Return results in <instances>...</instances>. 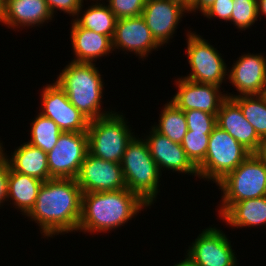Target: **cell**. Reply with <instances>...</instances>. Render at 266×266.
<instances>
[{
  "label": "cell",
  "instance_id": "4316f807",
  "mask_svg": "<svg viewBox=\"0 0 266 266\" xmlns=\"http://www.w3.org/2000/svg\"><path fill=\"white\" fill-rule=\"evenodd\" d=\"M31 125V145L40 148L45 153L50 152L56 145L62 131L58 125L40 113L36 116Z\"/></svg>",
  "mask_w": 266,
  "mask_h": 266
},
{
  "label": "cell",
  "instance_id": "4fadbf2b",
  "mask_svg": "<svg viewBox=\"0 0 266 266\" xmlns=\"http://www.w3.org/2000/svg\"><path fill=\"white\" fill-rule=\"evenodd\" d=\"M185 12L188 13L187 7L178 0H146L141 16L155 40L163 46L173 37Z\"/></svg>",
  "mask_w": 266,
  "mask_h": 266
},
{
  "label": "cell",
  "instance_id": "52a82bcc",
  "mask_svg": "<svg viewBox=\"0 0 266 266\" xmlns=\"http://www.w3.org/2000/svg\"><path fill=\"white\" fill-rule=\"evenodd\" d=\"M251 154L229 133L216 126L209 137L204 161L197 167L198 177L216 184Z\"/></svg>",
  "mask_w": 266,
  "mask_h": 266
},
{
  "label": "cell",
  "instance_id": "484cf974",
  "mask_svg": "<svg viewBox=\"0 0 266 266\" xmlns=\"http://www.w3.org/2000/svg\"><path fill=\"white\" fill-rule=\"evenodd\" d=\"M241 108L244 117L254 127L257 135L266 139V93L231 97Z\"/></svg>",
  "mask_w": 266,
  "mask_h": 266
},
{
  "label": "cell",
  "instance_id": "d6986e66",
  "mask_svg": "<svg viewBox=\"0 0 266 266\" xmlns=\"http://www.w3.org/2000/svg\"><path fill=\"white\" fill-rule=\"evenodd\" d=\"M45 0H5L1 23L8 28L33 27L52 20Z\"/></svg>",
  "mask_w": 266,
  "mask_h": 266
},
{
  "label": "cell",
  "instance_id": "e0dca14e",
  "mask_svg": "<svg viewBox=\"0 0 266 266\" xmlns=\"http://www.w3.org/2000/svg\"><path fill=\"white\" fill-rule=\"evenodd\" d=\"M217 126L229 133L250 153H259L263 140L232 98H226L222 102L217 114Z\"/></svg>",
  "mask_w": 266,
  "mask_h": 266
},
{
  "label": "cell",
  "instance_id": "ac0fdd59",
  "mask_svg": "<svg viewBox=\"0 0 266 266\" xmlns=\"http://www.w3.org/2000/svg\"><path fill=\"white\" fill-rule=\"evenodd\" d=\"M150 131L144 140L160 173L163 167V169L198 176L197 168L188 159L180 143L173 142L167 136L160 134L153 126Z\"/></svg>",
  "mask_w": 266,
  "mask_h": 266
},
{
  "label": "cell",
  "instance_id": "9a60e30c",
  "mask_svg": "<svg viewBox=\"0 0 266 266\" xmlns=\"http://www.w3.org/2000/svg\"><path fill=\"white\" fill-rule=\"evenodd\" d=\"M233 64L226 79H229L240 94L229 93L226 94L227 98L266 93V57L248 53L241 55Z\"/></svg>",
  "mask_w": 266,
  "mask_h": 266
},
{
  "label": "cell",
  "instance_id": "44dd1931",
  "mask_svg": "<svg viewBox=\"0 0 266 266\" xmlns=\"http://www.w3.org/2000/svg\"><path fill=\"white\" fill-rule=\"evenodd\" d=\"M3 156L15 172L37 178L43 182L52 178L49 174L47 153L28 142L17 147L10 159L3 149Z\"/></svg>",
  "mask_w": 266,
  "mask_h": 266
},
{
  "label": "cell",
  "instance_id": "f1b7e54d",
  "mask_svg": "<svg viewBox=\"0 0 266 266\" xmlns=\"http://www.w3.org/2000/svg\"><path fill=\"white\" fill-rule=\"evenodd\" d=\"M257 2L253 0H233L231 23L240 30L252 26L258 18Z\"/></svg>",
  "mask_w": 266,
  "mask_h": 266
},
{
  "label": "cell",
  "instance_id": "6da1fadb",
  "mask_svg": "<svg viewBox=\"0 0 266 266\" xmlns=\"http://www.w3.org/2000/svg\"><path fill=\"white\" fill-rule=\"evenodd\" d=\"M82 194L76 179L51 178L41 185L27 217L40 226L44 237L78 231Z\"/></svg>",
  "mask_w": 266,
  "mask_h": 266
},
{
  "label": "cell",
  "instance_id": "3957f363",
  "mask_svg": "<svg viewBox=\"0 0 266 266\" xmlns=\"http://www.w3.org/2000/svg\"><path fill=\"white\" fill-rule=\"evenodd\" d=\"M67 97L90 121L112 114L114 111H101L103 81L95 63L71 61L55 81Z\"/></svg>",
  "mask_w": 266,
  "mask_h": 266
},
{
  "label": "cell",
  "instance_id": "8992f818",
  "mask_svg": "<svg viewBox=\"0 0 266 266\" xmlns=\"http://www.w3.org/2000/svg\"><path fill=\"white\" fill-rule=\"evenodd\" d=\"M127 124L118 112L90 121L87 129L89 153L121 164L126 146L135 136Z\"/></svg>",
  "mask_w": 266,
  "mask_h": 266
},
{
  "label": "cell",
  "instance_id": "2e32d148",
  "mask_svg": "<svg viewBox=\"0 0 266 266\" xmlns=\"http://www.w3.org/2000/svg\"><path fill=\"white\" fill-rule=\"evenodd\" d=\"M114 49H122L136 53L139 58H145L152 49H158L161 45L155 40L143 17L136 16L117 19L115 32L112 38Z\"/></svg>",
  "mask_w": 266,
  "mask_h": 266
},
{
  "label": "cell",
  "instance_id": "5bb4252c",
  "mask_svg": "<svg viewBox=\"0 0 266 266\" xmlns=\"http://www.w3.org/2000/svg\"><path fill=\"white\" fill-rule=\"evenodd\" d=\"M177 80L175 85L178 92L170 100L176 107L182 111L201 110L217 116L222 102L227 98L219 86L197 83L183 77Z\"/></svg>",
  "mask_w": 266,
  "mask_h": 266
},
{
  "label": "cell",
  "instance_id": "7a4b0ae2",
  "mask_svg": "<svg viewBox=\"0 0 266 266\" xmlns=\"http://www.w3.org/2000/svg\"><path fill=\"white\" fill-rule=\"evenodd\" d=\"M145 206L149 205L127 188L83 193L78 231L101 233L114 230L131 220Z\"/></svg>",
  "mask_w": 266,
  "mask_h": 266
},
{
  "label": "cell",
  "instance_id": "d6a6232c",
  "mask_svg": "<svg viewBox=\"0 0 266 266\" xmlns=\"http://www.w3.org/2000/svg\"><path fill=\"white\" fill-rule=\"evenodd\" d=\"M51 14L54 16V10L59 9L64 13L71 14L72 16H78L82 7L83 0H45Z\"/></svg>",
  "mask_w": 266,
  "mask_h": 266
},
{
  "label": "cell",
  "instance_id": "d4e9b609",
  "mask_svg": "<svg viewBox=\"0 0 266 266\" xmlns=\"http://www.w3.org/2000/svg\"><path fill=\"white\" fill-rule=\"evenodd\" d=\"M159 116H161L159 124L154 125L153 128L173 142L181 144L188 131L184 111L169 101L165 104Z\"/></svg>",
  "mask_w": 266,
  "mask_h": 266
},
{
  "label": "cell",
  "instance_id": "e575fe53",
  "mask_svg": "<svg viewBox=\"0 0 266 266\" xmlns=\"http://www.w3.org/2000/svg\"><path fill=\"white\" fill-rule=\"evenodd\" d=\"M215 2V0H195L187 9L188 12L200 11L202 14Z\"/></svg>",
  "mask_w": 266,
  "mask_h": 266
},
{
  "label": "cell",
  "instance_id": "7c38bea8",
  "mask_svg": "<svg viewBox=\"0 0 266 266\" xmlns=\"http://www.w3.org/2000/svg\"><path fill=\"white\" fill-rule=\"evenodd\" d=\"M186 252L198 266H237L231 242L215 227L203 229Z\"/></svg>",
  "mask_w": 266,
  "mask_h": 266
},
{
  "label": "cell",
  "instance_id": "cb8c5ba5",
  "mask_svg": "<svg viewBox=\"0 0 266 266\" xmlns=\"http://www.w3.org/2000/svg\"><path fill=\"white\" fill-rule=\"evenodd\" d=\"M95 2L96 3H93L86 12L84 11L82 17L77 16V18L73 20L80 27L94 31L95 33L104 34L112 39L117 18L108 5L100 4L97 1Z\"/></svg>",
  "mask_w": 266,
  "mask_h": 266
},
{
  "label": "cell",
  "instance_id": "ba28073f",
  "mask_svg": "<svg viewBox=\"0 0 266 266\" xmlns=\"http://www.w3.org/2000/svg\"><path fill=\"white\" fill-rule=\"evenodd\" d=\"M186 36L188 39L186 51L191 73L183 78L220 87L228 73L221 54L200 35L188 31Z\"/></svg>",
  "mask_w": 266,
  "mask_h": 266
},
{
  "label": "cell",
  "instance_id": "ab89813d",
  "mask_svg": "<svg viewBox=\"0 0 266 266\" xmlns=\"http://www.w3.org/2000/svg\"><path fill=\"white\" fill-rule=\"evenodd\" d=\"M182 2L187 8L195 1V0H178Z\"/></svg>",
  "mask_w": 266,
  "mask_h": 266
},
{
  "label": "cell",
  "instance_id": "5b68a950",
  "mask_svg": "<svg viewBox=\"0 0 266 266\" xmlns=\"http://www.w3.org/2000/svg\"><path fill=\"white\" fill-rule=\"evenodd\" d=\"M216 185L223 192L221 216L233 203L266 196V162L258 153H251Z\"/></svg>",
  "mask_w": 266,
  "mask_h": 266
},
{
  "label": "cell",
  "instance_id": "8fae6325",
  "mask_svg": "<svg viewBox=\"0 0 266 266\" xmlns=\"http://www.w3.org/2000/svg\"><path fill=\"white\" fill-rule=\"evenodd\" d=\"M76 180L82 193L108 192L127 188L121 164L102 160L89 152L81 164Z\"/></svg>",
  "mask_w": 266,
  "mask_h": 266
},
{
  "label": "cell",
  "instance_id": "7402d4cb",
  "mask_svg": "<svg viewBox=\"0 0 266 266\" xmlns=\"http://www.w3.org/2000/svg\"><path fill=\"white\" fill-rule=\"evenodd\" d=\"M219 217L232 228L266 225V196L233 203Z\"/></svg>",
  "mask_w": 266,
  "mask_h": 266
},
{
  "label": "cell",
  "instance_id": "8d00e7d4",
  "mask_svg": "<svg viewBox=\"0 0 266 266\" xmlns=\"http://www.w3.org/2000/svg\"><path fill=\"white\" fill-rule=\"evenodd\" d=\"M257 8H258V16L260 15L266 16V0H260L257 3Z\"/></svg>",
  "mask_w": 266,
  "mask_h": 266
},
{
  "label": "cell",
  "instance_id": "60d3db41",
  "mask_svg": "<svg viewBox=\"0 0 266 266\" xmlns=\"http://www.w3.org/2000/svg\"><path fill=\"white\" fill-rule=\"evenodd\" d=\"M3 145H2V143H0V158L3 156V148L4 147H2Z\"/></svg>",
  "mask_w": 266,
  "mask_h": 266
},
{
  "label": "cell",
  "instance_id": "83f0119b",
  "mask_svg": "<svg viewBox=\"0 0 266 266\" xmlns=\"http://www.w3.org/2000/svg\"><path fill=\"white\" fill-rule=\"evenodd\" d=\"M210 134L187 131L181 146L191 163L197 168L205 159Z\"/></svg>",
  "mask_w": 266,
  "mask_h": 266
},
{
  "label": "cell",
  "instance_id": "277c9868",
  "mask_svg": "<svg viewBox=\"0 0 266 266\" xmlns=\"http://www.w3.org/2000/svg\"><path fill=\"white\" fill-rule=\"evenodd\" d=\"M121 166L127 189L152 205L159 193L161 173L144 139L134 136L127 144Z\"/></svg>",
  "mask_w": 266,
  "mask_h": 266
},
{
  "label": "cell",
  "instance_id": "74e56055",
  "mask_svg": "<svg viewBox=\"0 0 266 266\" xmlns=\"http://www.w3.org/2000/svg\"><path fill=\"white\" fill-rule=\"evenodd\" d=\"M262 158L263 160L266 162V139L263 140L262 142V146H261V149L258 153Z\"/></svg>",
  "mask_w": 266,
  "mask_h": 266
},
{
  "label": "cell",
  "instance_id": "603a6c76",
  "mask_svg": "<svg viewBox=\"0 0 266 266\" xmlns=\"http://www.w3.org/2000/svg\"><path fill=\"white\" fill-rule=\"evenodd\" d=\"M42 184L43 181L15 172L9 166L7 199L14 200V206L26 216L33 208Z\"/></svg>",
  "mask_w": 266,
  "mask_h": 266
},
{
  "label": "cell",
  "instance_id": "d590c367",
  "mask_svg": "<svg viewBox=\"0 0 266 266\" xmlns=\"http://www.w3.org/2000/svg\"><path fill=\"white\" fill-rule=\"evenodd\" d=\"M173 266H198V265L191 257L186 255L184 260L180 261L179 263H176Z\"/></svg>",
  "mask_w": 266,
  "mask_h": 266
},
{
  "label": "cell",
  "instance_id": "1f68e13d",
  "mask_svg": "<svg viewBox=\"0 0 266 266\" xmlns=\"http://www.w3.org/2000/svg\"><path fill=\"white\" fill-rule=\"evenodd\" d=\"M233 11V0H215L203 15L207 18L218 17L224 21H230Z\"/></svg>",
  "mask_w": 266,
  "mask_h": 266
},
{
  "label": "cell",
  "instance_id": "f546056e",
  "mask_svg": "<svg viewBox=\"0 0 266 266\" xmlns=\"http://www.w3.org/2000/svg\"><path fill=\"white\" fill-rule=\"evenodd\" d=\"M188 131L211 134L217 126V116L201 110L184 111Z\"/></svg>",
  "mask_w": 266,
  "mask_h": 266
},
{
  "label": "cell",
  "instance_id": "4dcf8cb0",
  "mask_svg": "<svg viewBox=\"0 0 266 266\" xmlns=\"http://www.w3.org/2000/svg\"><path fill=\"white\" fill-rule=\"evenodd\" d=\"M108 7L117 19L140 16L146 0H107Z\"/></svg>",
  "mask_w": 266,
  "mask_h": 266
},
{
  "label": "cell",
  "instance_id": "ffe728a7",
  "mask_svg": "<svg viewBox=\"0 0 266 266\" xmlns=\"http://www.w3.org/2000/svg\"><path fill=\"white\" fill-rule=\"evenodd\" d=\"M75 54L73 62L93 63L94 60L112 53V39L104 34L80 27L74 20L70 31Z\"/></svg>",
  "mask_w": 266,
  "mask_h": 266
},
{
  "label": "cell",
  "instance_id": "836d02e7",
  "mask_svg": "<svg viewBox=\"0 0 266 266\" xmlns=\"http://www.w3.org/2000/svg\"><path fill=\"white\" fill-rule=\"evenodd\" d=\"M9 164L4 156L0 158V205L7 199ZM1 207V206H0Z\"/></svg>",
  "mask_w": 266,
  "mask_h": 266
},
{
  "label": "cell",
  "instance_id": "f35d334b",
  "mask_svg": "<svg viewBox=\"0 0 266 266\" xmlns=\"http://www.w3.org/2000/svg\"><path fill=\"white\" fill-rule=\"evenodd\" d=\"M5 10V0H0V22Z\"/></svg>",
  "mask_w": 266,
  "mask_h": 266
},
{
  "label": "cell",
  "instance_id": "30bf717a",
  "mask_svg": "<svg viewBox=\"0 0 266 266\" xmlns=\"http://www.w3.org/2000/svg\"><path fill=\"white\" fill-rule=\"evenodd\" d=\"M40 114L52 119L62 132L87 133L90 120L72 103L65 91L56 83L47 84L41 93Z\"/></svg>",
  "mask_w": 266,
  "mask_h": 266
},
{
  "label": "cell",
  "instance_id": "9c48e42d",
  "mask_svg": "<svg viewBox=\"0 0 266 266\" xmlns=\"http://www.w3.org/2000/svg\"><path fill=\"white\" fill-rule=\"evenodd\" d=\"M88 152L87 133L62 132L54 148L47 153L50 176L76 179Z\"/></svg>",
  "mask_w": 266,
  "mask_h": 266
}]
</instances>
